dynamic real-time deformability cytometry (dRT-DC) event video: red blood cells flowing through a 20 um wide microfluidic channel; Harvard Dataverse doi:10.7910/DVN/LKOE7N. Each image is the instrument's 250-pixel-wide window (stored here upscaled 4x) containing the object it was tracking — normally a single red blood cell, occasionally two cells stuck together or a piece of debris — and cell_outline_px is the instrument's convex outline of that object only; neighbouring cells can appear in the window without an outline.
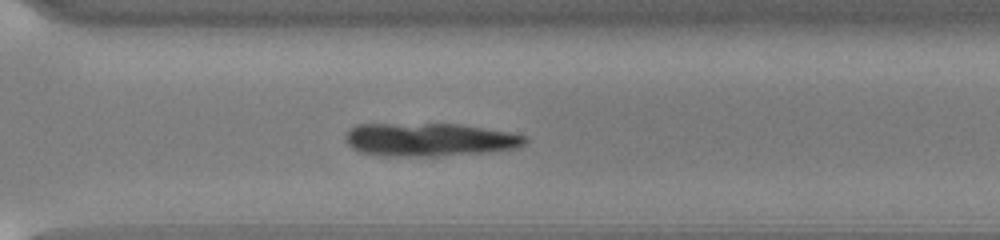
{"species": "common noctule bat (a hibernating species)", "species_latin": "Nyctalus noctula", "temperature_condition": "cold", "stored_images_in_passage": 45, "camera_frame_rate_fps": 3000, "um_per_image_px": 0.085, "animal": {"sex": "male", "body_mass_g": 13.0, "forearm_length_mm": 53.1}, "frame": {"image": 1, "passage_image": 30, "time_ms": 9.667, "image_size_px": [1000, 240], "cell_outline_px": [[528, 140], [524, 144], [516, 148], [488, 152], [436, 156], [384, 156], [360, 152], [352, 148], [348, 144], [344, 136], [348, 128], [356, 124], [460, 124], [508, 132], [524, 136]], "centroid_in_image_um": [36.45, 11.87], "position_along_channel_um": 334.2, "area_um2": 34.85}}
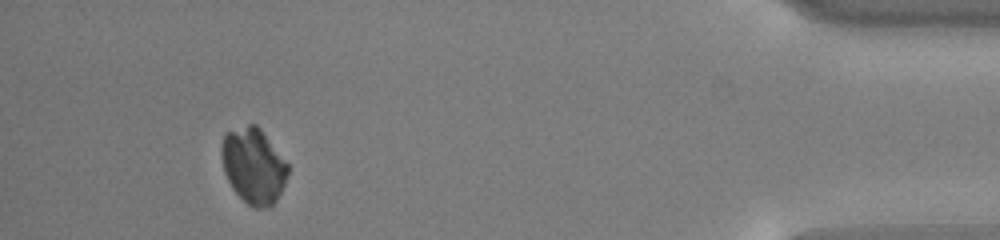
{"frame": {"image": 2, "passage_image": 41, "time_ms": 13.333, "image_size_px": [1000, 240], "cell_outline_px": [[288, 172], [284, 184], [276, 200], [268, 208], [256, 208], [248, 204], [232, 188], [224, 172], [220, 156], [220, 148], [224, 132], [248, 124], [256, 124], [260, 128], [288, 164]], "centroid_in_image_um": [21.51, 14.07], "position_along_channel_um": 413.7, "area_um2": 29.19}}